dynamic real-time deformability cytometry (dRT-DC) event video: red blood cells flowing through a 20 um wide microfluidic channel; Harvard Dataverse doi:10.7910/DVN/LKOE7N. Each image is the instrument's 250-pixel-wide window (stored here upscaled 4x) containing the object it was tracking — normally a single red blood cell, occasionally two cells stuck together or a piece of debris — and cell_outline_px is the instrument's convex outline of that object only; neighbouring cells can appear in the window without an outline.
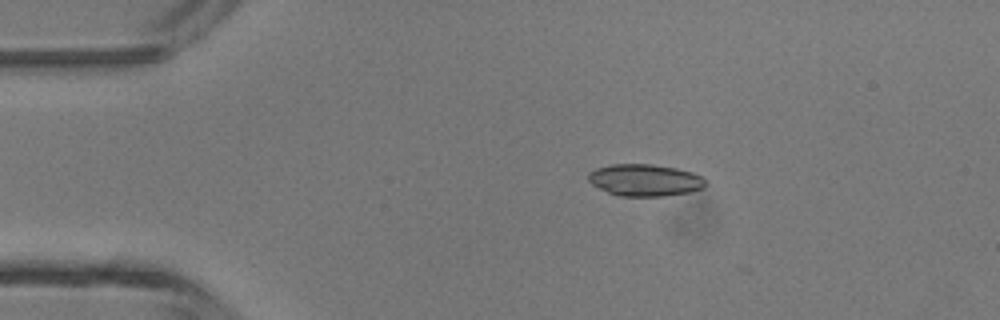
{"species": "common noctule bat (a hibernating species)", "species_latin": "Nyctalus noctula", "temperature_condition": "room temperature", "stored_images_in_passage": 3, "camera_frame_rate_fps": 3000, "um_per_image_px": 0.085, "animal": {"sex": "male", "body_mass_g": 13.3}, "frame": {"image": 1, "passage_image": 2, "time_ms": 0.333, "image_size_px": [1000, 320], "cell_outline_px": [[708, 184], [704, 188], [688, 192], [664, 196], [620, 196], [608, 192], [592, 184], [588, 180], [588, 172], [596, 168], [612, 164], [652, 164], [676, 168], [692, 172], [704, 176], [708, 180]], "centroid_in_image_um": [54.86, 15.3], "position_along_channel_um": 30.1, "area_um2": 22.02}}